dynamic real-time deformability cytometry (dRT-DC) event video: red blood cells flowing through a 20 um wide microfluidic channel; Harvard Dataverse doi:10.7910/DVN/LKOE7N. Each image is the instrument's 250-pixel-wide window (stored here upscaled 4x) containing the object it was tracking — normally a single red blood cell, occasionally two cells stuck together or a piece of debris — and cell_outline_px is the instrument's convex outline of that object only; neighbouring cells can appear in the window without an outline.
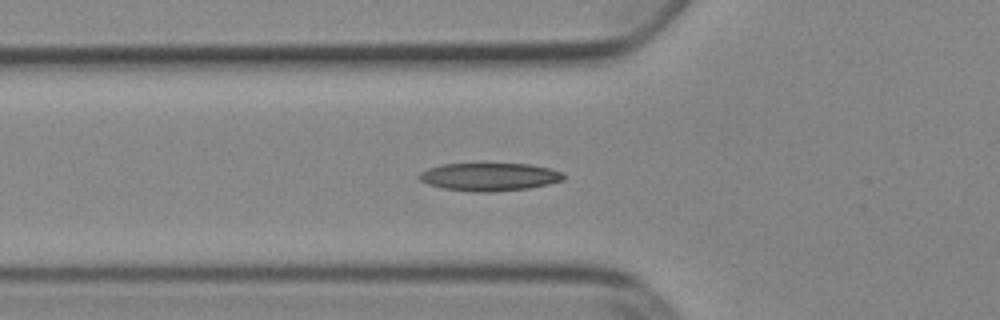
{"species": "Egyptian fruit bat (a non-hibernating species)", "species_latin": "Rousettus aegyptiacus", "temperature_condition": "cold", "stored_images_in_passage": 36, "camera_frame_rate_fps": 3000, "um_per_image_px": 0.085, "animal": {"sex": "female"}, "frame": {"image": 1, "passage_image": 2, "time_ms": 0.333, "image_size_px": [1000, 320], "cell_outline_px": [[564, 180], [548, 184], [528, 188], [492, 192], [476, 192], [444, 188], [428, 184], [420, 180], [416, 176], [420, 172], [428, 168], [444, 164], [528, 164], [548, 168], [564, 172]], "centroid_in_image_um": [41.59, 15.03], "position_along_channel_um": 84.2, "area_um2": 23.41}}
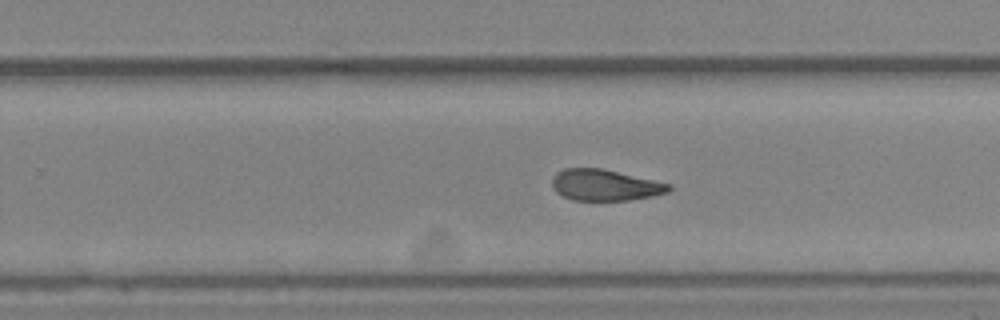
{"frame": {"image": 2, "passage_image": 17, "time_ms": 5.333, "image_size_px": [1000, 320], "cell_outline_px": [[672, 188], [668, 192], [652, 196], [628, 200], [572, 200], [556, 192], [552, 188], [552, 180], [556, 172], [564, 168], [600, 168], [672, 184]], "centroid_in_image_um": [51.41, 15.73], "position_along_channel_um": 278.4, "area_um2": 21.15}}
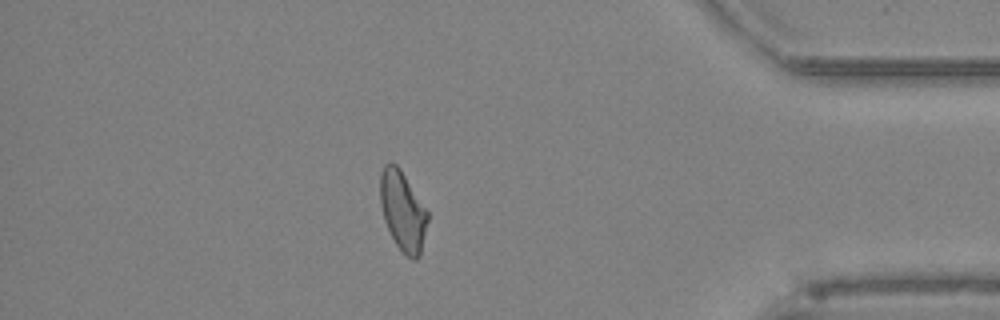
{"frame": {"image": 3, "passage_image": 29, "time_ms": 9.333, "image_size_px": [1000, 320], "cell_outline_px": [[428, 220], [420, 256], [416, 260], [412, 260], [404, 256], [396, 244], [384, 220], [380, 204], [380, 172], [384, 164], [396, 164], [400, 168], [428, 212]], "centroid_in_image_um": [34.23, 17.96], "position_along_channel_um": 401.0, "area_um2": 22.02}, "authors_computed_cell_mechanics": {"area_um2": 22.1663, "velocity_mm_per_s": 3.8995, "shape_relaxation_time_tau1_ms": 5.8353, "shape_relaxation_time_tau2_ms": 5.2668, "deformation_change_tau1": 0.1662, "deformation_change_tau2": 0.1101}}